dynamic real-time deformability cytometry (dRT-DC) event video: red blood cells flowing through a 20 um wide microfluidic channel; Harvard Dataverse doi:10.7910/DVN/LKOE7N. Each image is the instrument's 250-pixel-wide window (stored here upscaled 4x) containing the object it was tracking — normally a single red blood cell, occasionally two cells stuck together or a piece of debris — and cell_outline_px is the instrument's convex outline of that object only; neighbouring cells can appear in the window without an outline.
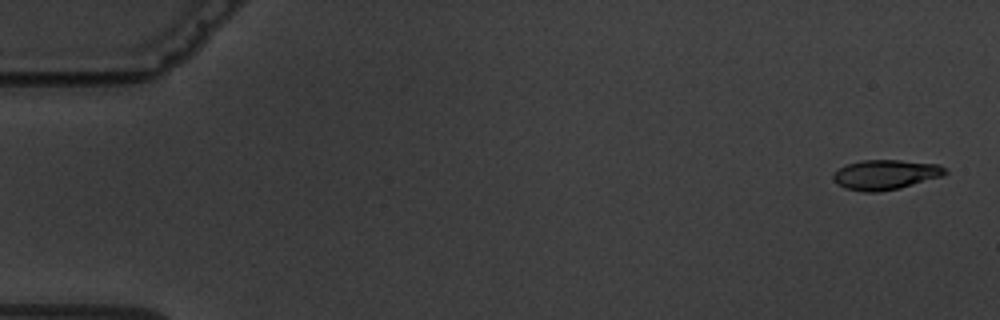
{"species": "common noctule bat (a hibernating species)", "species_latin": "Nyctalus noctula", "temperature_condition": "warm", "stored_images_in_passage": 3, "camera_frame_rate_fps": 3000, "um_per_image_px": 0.085, "animal": {"sex": "male", "body_mass_g": 19.5, "forearm_length_mm": 54.6}, "frame": {"image": 1, "passage_image": 1, "time_ms": 0.0, "image_size_px": [1000, 320], "cell_outline_px": [[948, 172], [944, 176], [900, 188], [880, 192], [864, 192], [844, 188], [836, 184], [832, 180], [832, 176], [840, 168], [848, 164], [864, 160], [900, 160], [940, 164]], "centroid_in_image_um": [75.28, 14.85], "position_along_channel_um": 9.7, "area_um2": 19.59}}